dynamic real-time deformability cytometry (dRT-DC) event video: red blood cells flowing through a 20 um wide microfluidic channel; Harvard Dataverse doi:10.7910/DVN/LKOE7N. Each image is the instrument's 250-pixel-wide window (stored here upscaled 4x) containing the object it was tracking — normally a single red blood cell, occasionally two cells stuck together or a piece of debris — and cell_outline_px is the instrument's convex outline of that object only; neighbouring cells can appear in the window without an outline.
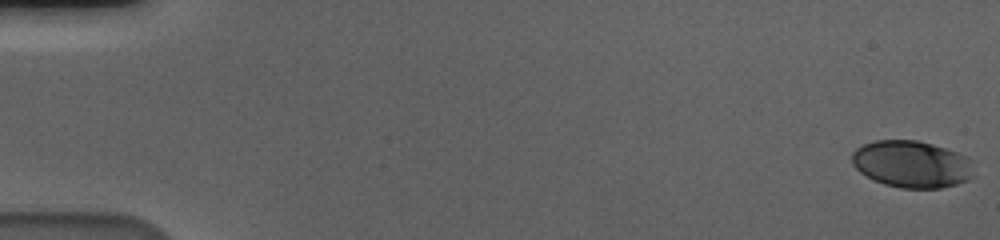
{"species": "human", "species_latin": "Homo sapiens", "temperature_condition": "cold", "stored_images_in_passage": 28, "camera_frame_rate_fps": 3000, "um_per_image_px": 0.085, "donor": {"sex": "male"}, "frame": {"image": 1, "passage_image": 1, "time_ms": 0.0, "image_size_px": [1000, 240], "cell_outline_px": [[976, 176], [968, 180], [956, 184], [940, 188], [900, 188], [884, 184], [860, 172], [852, 164], [852, 152], [856, 148], [864, 144], [876, 140], [916, 140], [932, 144], [968, 156], [972, 160]], "centroid_in_image_um": [77.55, 13.95], "position_along_channel_um": 7.5, "area_um2": 33.58}}
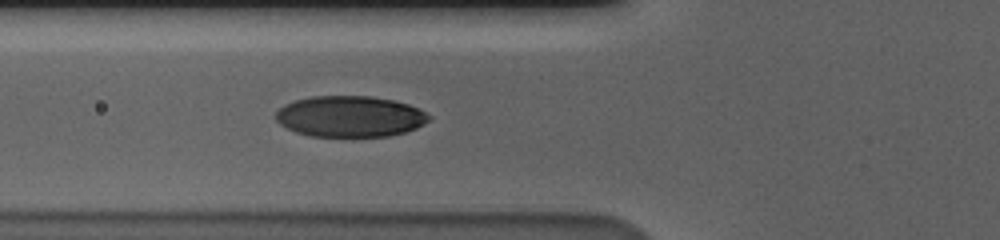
{"frame": {"image": 2, "passage_image": 23, "time_ms": 7.333, "image_size_px": [1000, 240], "cell_outline_px": [[432, 116], [424, 124], [416, 128], [404, 132], [388, 136], [312, 136], [296, 132], [280, 124], [276, 120], [276, 112], [284, 104], [296, 100], [312, 96], [372, 96], [396, 100], [408, 104]], "centroid_in_image_um": [29.75, 9.89], "position_along_channel_um": 96.0, "area_um2": 36.53}}
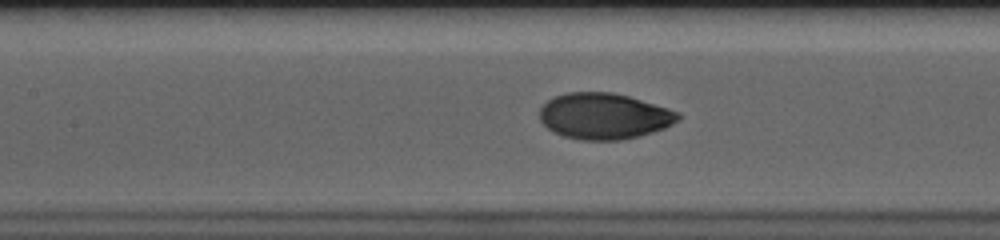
{"frame": {"image": 3, "passage_image": 28, "time_ms": 9.0, "image_size_px": [1000, 240], "cell_outline_px": [[684, 116], [680, 120], [664, 128], [640, 136], [620, 140], [580, 140], [564, 136], [552, 132], [540, 120], [540, 108], [548, 100], [556, 96], [568, 92], [612, 92], [628, 96], [668, 108], [680, 112]], "centroid_in_image_um": [51.37, 9.87], "position_along_channel_um": 156.0, "area_um2": 37.28}}